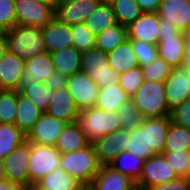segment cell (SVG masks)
<instances>
[{
	"mask_svg": "<svg viewBox=\"0 0 190 190\" xmlns=\"http://www.w3.org/2000/svg\"><path fill=\"white\" fill-rule=\"evenodd\" d=\"M7 51L19 56L24 62L46 52L42 27L15 25L5 32Z\"/></svg>",
	"mask_w": 190,
	"mask_h": 190,
	"instance_id": "obj_1",
	"label": "cell"
},
{
	"mask_svg": "<svg viewBox=\"0 0 190 190\" xmlns=\"http://www.w3.org/2000/svg\"><path fill=\"white\" fill-rule=\"evenodd\" d=\"M143 118L170 116L165 95V81H147L130 97Z\"/></svg>",
	"mask_w": 190,
	"mask_h": 190,
	"instance_id": "obj_2",
	"label": "cell"
},
{
	"mask_svg": "<svg viewBox=\"0 0 190 190\" xmlns=\"http://www.w3.org/2000/svg\"><path fill=\"white\" fill-rule=\"evenodd\" d=\"M60 167L81 184H90L101 168L94 145L61 154Z\"/></svg>",
	"mask_w": 190,
	"mask_h": 190,
	"instance_id": "obj_3",
	"label": "cell"
},
{
	"mask_svg": "<svg viewBox=\"0 0 190 190\" xmlns=\"http://www.w3.org/2000/svg\"><path fill=\"white\" fill-rule=\"evenodd\" d=\"M78 122L90 143L122 128L117 112L104 111L97 107L82 109Z\"/></svg>",
	"mask_w": 190,
	"mask_h": 190,
	"instance_id": "obj_4",
	"label": "cell"
},
{
	"mask_svg": "<svg viewBox=\"0 0 190 190\" xmlns=\"http://www.w3.org/2000/svg\"><path fill=\"white\" fill-rule=\"evenodd\" d=\"M80 71L89 76L99 87L119 83L120 74L109 65L107 52L90 49L82 52Z\"/></svg>",
	"mask_w": 190,
	"mask_h": 190,
	"instance_id": "obj_5",
	"label": "cell"
},
{
	"mask_svg": "<svg viewBox=\"0 0 190 190\" xmlns=\"http://www.w3.org/2000/svg\"><path fill=\"white\" fill-rule=\"evenodd\" d=\"M30 142L26 139L3 159V175L10 183L29 188Z\"/></svg>",
	"mask_w": 190,
	"mask_h": 190,
	"instance_id": "obj_6",
	"label": "cell"
},
{
	"mask_svg": "<svg viewBox=\"0 0 190 190\" xmlns=\"http://www.w3.org/2000/svg\"><path fill=\"white\" fill-rule=\"evenodd\" d=\"M61 154L50 145L30 143L29 187L60 167Z\"/></svg>",
	"mask_w": 190,
	"mask_h": 190,
	"instance_id": "obj_7",
	"label": "cell"
},
{
	"mask_svg": "<svg viewBox=\"0 0 190 190\" xmlns=\"http://www.w3.org/2000/svg\"><path fill=\"white\" fill-rule=\"evenodd\" d=\"M178 176L163 154H155L144 161L140 179L136 182L138 190H149L155 185L166 183Z\"/></svg>",
	"mask_w": 190,
	"mask_h": 190,
	"instance_id": "obj_8",
	"label": "cell"
},
{
	"mask_svg": "<svg viewBox=\"0 0 190 190\" xmlns=\"http://www.w3.org/2000/svg\"><path fill=\"white\" fill-rule=\"evenodd\" d=\"M17 25L44 27L55 15V9L48 4L34 0H14Z\"/></svg>",
	"mask_w": 190,
	"mask_h": 190,
	"instance_id": "obj_9",
	"label": "cell"
},
{
	"mask_svg": "<svg viewBox=\"0 0 190 190\" xmlns=\"http://www.w3.org/2000/svg\"><path fill=\"white\" fill-rule=\"evenodd\" d=\"M165 95L170 112L190 97V68L188 66L173 68L165 80Z\"/></svg>",
	"mask_w": 190,
	"mask_h": 190,
	"instance_id": "obj_10",
	"label": "cell"
},
{
	"mask_svg": "<svg viewBox=\"0 0 190 190\" xmlns=\"http://www.w3.org/2000/svg\"><path fill=\"white\" fill-rule=\"evenodd\" d=\"M66 88L80 111L94 107L99 93V86L84 72L79 71L67 77Z\"/></svg>",
	"mask_w": 190,
	"mask_h": 190,
	"instance_id": "obj_11",
	"label": "cell"
},
{
	"mask_svg": "<svg viewBox=\"0 0 190 190\" xmlns=\"http://www.w3.org/2000/svg\"><path fill=\"white\" fill-rule=\"evenodd\" d=\"M66 124L56 117L43 113L26 135V139L38 145L55 146Z\"/></svg>",
	"mask_w": 190,
	"mask_h": 190,
	"instance_id": "obj_12",
	"label": "cell"
},
{
	"mask_svg": "<svg viewBox=\"0 0 190 190\" xmlns=\"http://www.w3.org/2000/svg\"><path fill=\"white\" fill-rule=\"evenodd\" d=\"M127 142L128 130L120 128L96 139L92 144L99 163L109 165L121 151H126Z\"/></svg>",
	"mask_w": 190,
	"mask_h": 190,
	"instance_id": "obj_13",
	"label": "cell"
},
{
	"mask_svg": "<svg viewBox=\"0 0 190 190\" xmlns=\"http://www.w3.org/2000/svg\"><path fill=\"white\" fill-rule=\"evenodd\" d=\"M55 71L50 52L40 53L25 62V68L22 73L18 89L20 92L23 88L32 84L45 82L48 76Z\"/></svg>",
	"mask_w": 190,
	"mask_h": 190,
	"instance_id": "obj_14",
	"label": "cell"
},
{
	"mask_svg": "<svg viewBox=\"0 0 190 190\" xmlns=\"http://www.w3.org/2000/svg\"><path fill=\"white\" fill-rule=\"evenodd\" d=\"M99 4L98 0H69L57 3L54 17L69 26L84 23Z\"/></svg>",
	"mask_w": 190,
	"mask_h": 190,
	"instance_id": "obj_15",
	"label": "cell"
},
{
	"mask_svg": "<svg viewBox=\"0 0 190 190\" xmlns=\"http://www.w3.org/2000/svg\"><path fill=\"white\" fill-rule=\"evenodd\" d=\"M159 24L160 18L156 12H143L127 26L128 38L157 45L159 42Z\"/></svg>",
	"mask_w": 190,
	"mask_h": 190,
	"instance_id": "obj_16",
	"label": "cell"
},
{
	"mask_svg": "<svg viewBox=\"0 0 190 190\" xmlns=\"http://www.w3.org/2000/svg\"><path fill=\"white\" fill-rule=\"evenodd\" d=\"M90 185L95 190H138L136 182L109 165H101Z\"/></svg>",
	"mask_w": 190,
	"mask_h": 190,
	"instance_id": "obj_17",
	"label": "cell"
},
{
	"mask_svg": "<svg viewBox=\"0 0 190 190\" xmlns=\"http://www.w3.org/2000/svg\"><path fill=\"white\" fill-rule=\"evenodd\" d=\"M45 113L66 123H72L78 121L80 110L67 88H64L53 92Z\"/></svg>",
	"mask_w": 190,
	"mask_h": 190,
	"instance_id": "obj_18",
	"label": "cell"
},
{
	"mask_svg": "<svg viewBox=\"0 0 190 190\" xmlns=\"http://www.w3.org/2000/svg\"><path fill=\"white\" fill-rule=\"evenodd\" d=\"M46 52H54L73 46L71 26L59 22L55 17L42 27Z\"/></svg>",
	"mask_w": 190,
	"mask_h": 190,
	"instance_id": "obj_19",
	"label": "cell"
},
{
	"mask_svg": "<svg viewBox=\"0 0 190 190\" xmlns=\"http://www.w3.org/2000/svg\"><path fill=\"white\" fill-rule=\"evenodd\" d=\"M158 56L172 68L182 67L185 63V37L179 35L159 37Z\"/></svg>",
	"mask_w": 190,
	"mask_h": 190,
	"instance_id": "obj_20",
	"label": "cell"
},
{
	"mask_svg": "<svg viewBox=\"0 0 190 190\" xmlns=\"http://www.w3.org/2000/svg\"><path fill=\"white\" fill-rule=\"evenodd\" d=\"M24 68L25 62L7 51L0 59V89L17 90Z\"/></svg>",
	"mask_w": 190,
	"mask_h": 190,
	"instance_id": "obj_21",
	"label": "cell"
},
{
	"mask_svg": "<svg viewBox=\"0 0 190 190\" xmlns=\"http://www.w3.org/2000/svg\"><path fill=\"white\" fill-rule=\"evenodd\" d=\"M170 123V116L146 118L147 150H152L154 154L164 152Z\"/></svg>",
	"mask_w": 190,
	"mask_h": 190,
	"instance_id": "obj_22",
	"label": "cell"
},
{
	"mask_svg": "<svg viewBox=\"0 0 190 190\" xmlns=\"http://www.w3.org/2000/svg\"><path fill=\"white\" fill-rule=\"evenodd\" d=\"M156 13L182 31L190 24V0H162Z\"/></svg>",
	"mask_w": 190,
	"mask_h": 190,
	"instance_id": "obj_23",
	"label": "cell"
},
{
	"mask_svg": "<svg viewBox=\"0 0 190 190\" xmlns=\"http://www.w3.org/2000/svg\"><path fill=\"white\" fill-rule=\"evenodd\" d=\"M78 121L67 123L63 132L58 137L55 148L62 153L79 150L89 144Z\"/></svg>",
	"mask_w": 190,
	"mask_h": 190,
	"instance_id": "obj_24",
	"label": "cell"
},
{
	"mask_svg": "<svg viewBox=\"0 0 190 190\" xmlns=\"http://www.w3.org/2000/svg\"><path fill=\"white\" fill-rule=\"evenodd\" d=\"M107 56L110 67L119 74L139 66L138 59L132 47V42L129 38L114 50L107 52Z\"/></svg>",
	"mask_w": 190,
	"mask_h": 190,
	"instance_id": "obj_25",
	"label": "cell"
},
{
	"mask_svg": "<svg viewBox=\"0 0 190 190\" xmlns=\"http://www.w3.org/2000/svg\"><path fill=\"white\" fill-rule=\"evenodd\" d=\"M54 69L66 77L80 71L82 52L74 46L62 48L50 53Z\"/></svg>",
	"mask_w": 190,
	"mask_h": 190,
	"instance_id": "obj_26",
	"label": "cell"
},
{
	"mask_svg": "<svg viewBox=\"0 0 190 190\" xmlns=\"http://www.w3.org/2000/svg\"><path fill=\"white\" fill-rule=\"evenodd\" d=\"M16 107L15 125L27 135L43 112L38 109L31 99L26 98L18 91Z\"/></svg>",
	"mask_w": 190,
	"mask_h": 190,
	"instance_id": "obj_27",
	"label": "cell"
},
{
	"mask_svg": "<svg viewBox=\"0 0 190 190\" xmlns=\"http://www.w3.org/2000/svg\"><path fill=\"white\" fill-rule=\"evenodd\" d=\"M81 185L61 167L48 173L34 184L40 190H78Z\"/></svg>",
	"mask_w": 190,
	"mask_h": 190,
	"instance_id": "obj_28",
	"label": "cell"
},
{
	"mask_svg": "<svg viewBox=\"0 0 190 190\" xmlns=\"http://www.w3.org/2000/svg\"><path fill=\"white\" fill-rule=\"evenodd\" d=\"M128 100H130V97L120 84L117 83L106 87H99V93L94 107L104 111L117 112Z\"/></svg>",
	"mask_w": 190,
	"mask_h": 190,
	"instance_id": "obj_29",
	"label": "cell"
},
{
	"mask_svg": "<svg viewBox=\"0 0 190 190\" xmlns=\"http://www.w3.org/2000/svg\"><path fill=\"white\" fill-rule=\"evenodd\" d=\"M92 33L97 35L106 28L117 24V20L110 4L100 3L84 22Z\"/></svg>",
	"mask_w": 190,
	"mask_h": 190,
	"instance_id": "obj_30",
	"label": "cell"
},
{
	"mask_svg": "<svg viewBox=\"0 0 190 190\" xmlns=\"http://www.w3.org/2000/svg\"><path fill=\"white\" fill-rule=\"evenodd\" d=\"M145 159L128 151H121L109 164L114 170L131 177L135 182L140 179Z\"/></svg>",
	"mask_w": 190,
	"mask_h": 190,
	"instance_id": "obj_31",
	"label": "cell"
},
{
	"mask_svg": "<svg viewBox=\"0 0 190 190\" xmlns=\"http://www.w3.org/2000/svg\"><path fill=\"white\" fill-rule=\"evenodd\" d=\"M127 39V27L117 23L96 35L95 48L101 49L104 52H109Z\"/></svg>",
	"mask_w": 190,
	"mask_h": 190,
	"instance_id": "obj_32",
	"label": "cell"
},
{
	"mask_svg": "<svg viewBox=\"0 0 190 190\" xmlns=\"http://www.w3.org/2000/svg\"><path fill=\"white\" fill-rule=\"evenodd\" d=\"M25 140L26 134L15 124L0 123V159L3 160Z\"/></svg>",
	"mask_w": 190,
	"mask_h": 190,
	"instance_id": "obj_33",
	"label": "cell"
},
{
	"mask_svg": "<svg viewBox=\"0 0 190 190\" xmlns=\"http://www.w3.org/2000/svg\"><path fill=\"white\" fill-rule=\"evenodd\" d=\"M126 151L145 160L155 155L152 150H147L146 118H143L141 125L135 130H128Z\"/></svg>",
	"mask_w": 190,
	"mask_h": 190,
	"instance_id": "obj_34",
	"label": "cell"
},
{
	"mask_svg": "<svg viewBox=\"0 0 190 190\" xmlns=\"http://www.w3.org/2000/svg\"><path fill=\"white\" fill-rule=\"evenodd\" d=\"M190 149V129L171 121L165 140L164 151H181Z\"/></svg>",
	"mask_w": 190,
	"mask_h": 190,
	"instance_id": "obj_35",
	"label": "cell"
},
{
	"mask_svg": "<svg viewBox=\"0 0 190 190\" xmlns=\"http://www.w3.org/2000/svg\"><path fill=\"white\" fill-rule=\"evenodd\" d=\"M110 5L117 23L126 27L143 13L136 0H112Z\"/></svg>",
	"mask_w": 190,
	"mask_h": 190,
	"instance_id": "obj_36",
	"label": "cell"
},
{
	"mask_svg": "<svg viewBox=\"0 0 190 190\" xmlns=\"http://www.w3.org/2000/svg\"><path fill=\"white\" fill-rule=\"evenodd\" d=\"M20 93L26 98L31 99L43 113L47 111L49 101L53 95L52 89L48 87L45 82L40 81L29 87L23 88Z\"/></svg>",
	"mask_w": 190,
	"mask_h": 190,
	"instance_id": "obj_37",
	"label": "cell"
},
{
	"mask_svg": "<svg viewBox=\"0 0 190 190\" xmlns=\"http://www.w3.org/2000/svg\"><path fill=\"white\" fill-rule=\"evenodd\" d=\"M17 90L0 89V123L15 124Z\"/></svg>",
	"mask_w": 190,
	"mask_h": 190,
	"instance_id": "obj_38",
	"label": "cell"
},
{
	"mask_svg": "<svg viewBox=\"0 0 190 190\" xmlns=\"http://www.w3.org/2000/svg\"><path fill=\"white\" fill-rule=\"evenodd\" d=\"M73 46L80 52L95 48L96 35L85 23L71 25Z\"/></svg>",
	"mask_w": 190,
	"mask_h": 190,
	"instance_id": "obj_39",
	"label": "cell"
},
{
	"mask_svg": "<svg viewBox=\"0 0 190 190\" xmlns=\"http://www.w3.org/2000/svg\"><path fill=\"white\" fill-rule=\"evenodd\" d=\"M121 127L133 131L142 123L143 117L140 111L134 106L131 100L125 102L117 111Z\"/></svg>",
	"mask_w": 190,
	"mask_h": 190,
	"instance_id": "obj_40",
	"label": "cell"
},
{
	"mask_svg": "<svg viewBox=\"0 0 190 190\" xmlns=\"http://www.w3.org/2000/svg\"><path fill=\"white\" fill-rule=\"evenodd\" d=\"M141 68L143 71L144 80L147 81H165L173 70V68L159 56Z\"/></svg>",
	"mask_w": 190,
	"mask_h": 190,
	"instance_id": "obj_41",
	"label": "cell"
},
{
	"mask_svg": "<svg viewBox=\"0 0 190 190\" xmlns=\"http://www.w3.org/2000/svg\"><path fill=\"white\" fill-rule=\"evenodd\" d=\"M144 82V75L140 66L120 74L119 84L132 97Z\"/></svg>",
	"mask_w": 190,
	"mask_h": 190,
	"instance_id": "obj_42",
	"label": "cell"
},
{
	"mask_svg": "<svg viewBox=\"0 0 190 190\" xmlns=\"http://www.w3.org/2000/svg\"><path fill=\"white\" fill-rule=\"evenodd\" d=\"M130 40L140 67L149 64L158 57L157 45L149 44L137 39Z\"/></svg>",
	"mask_w": 190,
	"mask_h": 190,
	"instance_id": "obj_43",
	"label": "cell"
},
{
	"mask_svg": "<svg viewBox=\"0 0 190 190\" xmlns=\"http://www.w3.org/2000/svg\"><path fill=\"white\" fill-rule=\"evenodd\" d=\"M162 154L166 158L167 162L173 167L177 176L186 177L189 161L188 151H164Z\"/></svg>",
	"mask_w": 190,
	"mask_h": 190,
	"instance_id": "obj_44",
	"label": "cell"
},
{
	"mask_svg": "<svg viewBox=\"0 0 190 190\" xmlns=\"http://www.w3.org/2000/svg\"><path fill=\"white\" fill-rule=\"evenodd\" d=\"M17 25L14 0H0V29L3 32Z\"/></svg>",
	"mask_w": 190,
	"mask_h": 190,
	"instance_id": "obj_45",
	"label": "cell"
},
{
	"mask_svg": "<svg viewBox=\"0 0 190 190\" xmlns=\"http://www.w3.org/2000/svg\"><path fill=\"white\" fill-rule=\"evenodd\" d=\"M171 121L190 129V97L170 113Z\"/></svg>",
	"mask_w": 190,
	"mask_h": 190,
	"instance_id": "obj_46",
	"label": "cell"
},
{
	"mask_svg": "<svg viewBox=\"0 0 190 190\" xmlns=\"http://www.w3.org/2000/svg\"><path fill=\"white\" fill-rule=\"evenodd\" d=\"M149 190H190V180L186 177L178 176L169 182L155 185Z\"/></svg>",
	"mask_w": 190,
	"mask_h": 190,
	"instance_id": "obj_47",
	"label": "cell"
},
{
	"mask_svg": "<svg viewBox=\"0 0 190 190\" xmlns=\"http://www.w3.org/2000/svg\"><path fill=\"white\" fill-rule=\"evenodd\" d=\"M45 84L55 92L58 89H64L67 86V77L59 71L51 73L45 81Z\"/></svg>",
	"mask_w": 190,
	"mask_h": 190,
	"instance_id": "obj_48",
	"label": "cell"
},
{
	"mask_svg": "<svg viewBox=\"0 0 190 190\" xmlns=\"http://www.w3.org/2000/svg\"><path fill=\"white\" fill-rule=\"evenodd\" d=\"M182 31L170 20L160 18L159 37H169L179 35Z\"/></svg>",
	"mask_w": 190,
	"mask_h": 190,
	"instance_id": "obj_49",
	"label": "cell"
},
{
	"mask_svg": "<svg viewBox=\"0 0 190 190\" xmlns=\"http://www.w3.org/2000/svg\"><path fill=\"white\" fill-rule=\"evenodd\" d=\"M162 0H136L143 12H157Z\"/></svg>",
	"mask_w": 190,
	"mask_h": 190,
	"instance_id": "obj_50",
	"label": "cell"
},
{
	"mask_svg": "<svg viewBox=\"0 0 190 190\" xmlns=\"http://www.w3.org/2000/svg\"><path fill=\"white\" fill-rule=\"evenodd\" d=\"M0 190H23V188L17 184L10 183L5 178L0 179Z\"/></svg>",
	"mask_w": 190,
	"mask_h": 190,
	"instance_id": "obj_51",
	"label": "cell"
},
{
	"mask_svg": "<svg viewBox=\"0 0 190 190\" xmlns=\"http://www.w3.org/2000/svg\"><path fill=\"white\" fill-rule=\"evenodd\" d=\"M7 52V41L5 37V32L0 34V59Z\"/></svg>",
	"mask_w": 190,
	"mask_h": 190,
	"instance_id": "obj_52",
	"label": "cell"
},
{
	"mask_svg": "<svg viewBox=\"0 0 190 190\" xmlns=\"http://www.w3.org/2000/svg\"><path fill=\"white\" fill-rule=\"evenodd\" d=\"M190 65V38H185V63L184 66Z\"/></svg>",
	"mask_w": 190,
	"mask_h": 190,
	"instance_id": "obj_53",
	"label": "cell"
},
{
	"mask_svg": "<svg viewBox=\"0 0 190 190\" xmlns=\"http://www.w3.org/2000/svg\"><path fill=\"white\" fill-rule=\"evenodd\" d=\"M34 1H38V2H41L44 4L51 5L54 9H55V6L57 5V0H34Z\"/></svg>",
	"mask_w": 190,
	"mask_h": 190,
	"instance_id": "obj_54",
	"label": "cell"
},
{
	"mask_svg": "<svg viewBox=\"0 0 190 190\" xmlns=\"http://www.w3.org/2000/svg\"><path fill=\"white\" fill-rule=\"evenodd\" d=\"M182 33L185 38H190V24L182 30Z\"/></svg>",
	"mask_w": 190,
	"mask_h": 190,
	"instance_id": "obj_55",
	"label": "cell"
},
{
	"mask_svg": "<svg viewBox=\"0 0 190 190\" xmlns=\"http://www.w3.org/2000/svg\"><path fill=\"white\" fill-rule=\"evenodd\" d=\"M78 190H95L90 184H82Z\"/></svg>",
	"mask_w": 190,
	"mask_h": 190,
	"instance_id": "obj_56",
	"label": "cell"
},
{
	"mask_svg": "<svg viewBox=\"0 0 190 190\" xmlns=\"http://www.w3.org/2000/svg\"><path fill=\"white\" fill-rule=\"evenodd\" d=\"M189 153V161H188V167H187V172H186V178L190 180V149L188 150Z\"/></svg>",
	"mask_w": 190,
	"mask_h": 190,
	"instance_id": "obj_57",
	"label": "cell"
},
{
	"mask_svg": "<svg viewBox=\"0 0 190 190\" xmlns=\"http://www.w3.org/2000/svg\"><path fill=\"white\" fill-rule=\"evenodd\" d=\"M2 165H3V160L0 159V179L4 178Z\"/></svg>",
	"mask_w": 190,
	"mask_h": 190,
	"instance_id": "obj_58",
	"label": "cell"
},
{
	"mask_svg": "<svg viewBox=\"0 0 190 190\" xmlns=\"http://www.w3.org/2000/svg\"><path fill=\"white\" fill-rule=\"evenodd\" d=\"M100 3L110 4L112 0H98Z\"/></svg>",
	"mask_w": 190,
	"mask_h": 190,
	"instance_id": "obj_59",
	"label": "cell"
},
{
	"mask_svg": "<svg viewBox=\"0 0 190 190\" xmlns=\"http://www.w3.org/2000/svg\"><path fill=\"white\" fill-rule=\"evenodd\" d=\"M25 190H40V189H38L34 185H32L31 187L26 188Z\"/></svg>",
	"mask_w": 190,
	"mask_h": 190,
	"instance_id": "obj_60",
	"label": "cell"
},
{
	"mask_svg": "<svg viewBox=\"0 0 190 190\" xmlns=\"http://www.w3.org/2000/svg\"><path fill=\"white\" fill-rule=\"evenodd\" d=\"M66 1H69V0H57V3H63V2H66Z\"/></svg>",
	"mask_w": 190,
	"mask_h": 190,
	"instance_id": "obj_61",
	"label": "cell"
}]
</instances>
